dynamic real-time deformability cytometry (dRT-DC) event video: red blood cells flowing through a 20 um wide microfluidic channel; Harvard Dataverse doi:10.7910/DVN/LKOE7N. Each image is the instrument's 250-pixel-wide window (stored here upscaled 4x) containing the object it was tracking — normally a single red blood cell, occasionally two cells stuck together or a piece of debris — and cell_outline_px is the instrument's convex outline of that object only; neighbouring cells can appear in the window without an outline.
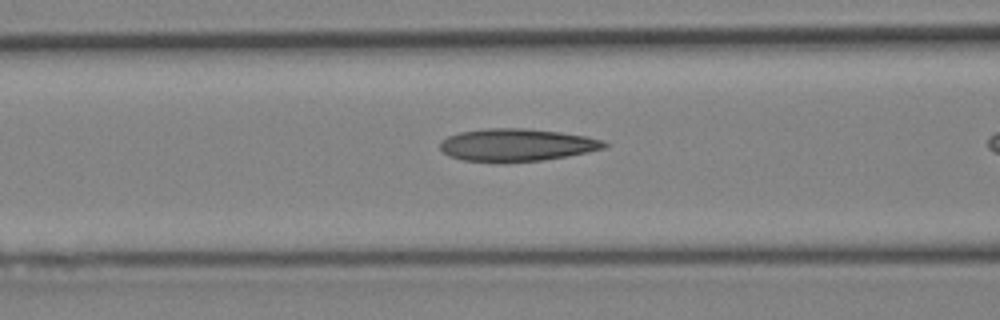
{"species": "Egyptian fruit bat (a non-hibernating species)", "species_latin": "Rousettus aegyptiacus", "temperature_condition": "cold", "stored_images_in_passage": 7, "camera_frame_rate_fps": 3000, "um_per_image_px": 0.085, "animal": {"sex": "female"}, "frame": {"image": 1, "passage_image": 5, "time_ms": 1.333, "image_size_px": [1000, 320], "cell_outline_px": [[608, 144], [604, 148], [588, 152], [540, 160], [504, 164], [496, 164], [464, 160], [448, 156], [440, 148], [440, 140], [448, 136], [460, 132], [484, 128], [524, 128], [560, 132], [584, 136], [604, 140]], "centroid_in_image_um": [43.86, 12.34], "position_along_channel_um": 122.7, "area_um2": 31.56}}